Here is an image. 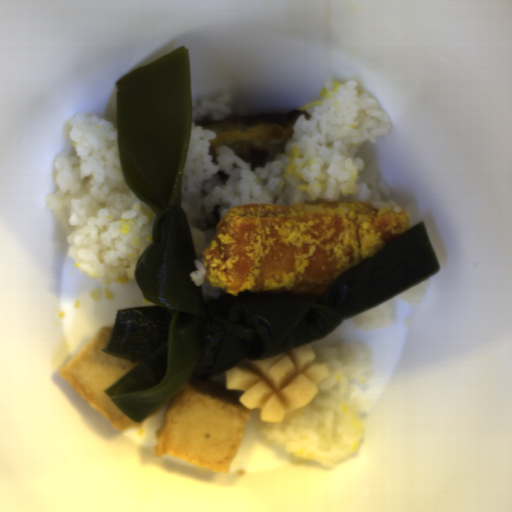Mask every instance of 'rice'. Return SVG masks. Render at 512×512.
I'll use <instances>...</instances> for the list:
<instances>
[{
	"label": "rice",
	"instance_id": "rice-1",
	"mask_svg": "<svg viewBox=\"0 0 512 512\" xmlns=\"http://www.w3.org/2000/svg\"><path fill=\"white\" fill-rule=\"evenodd\" d=\"M233 96L222 92L191 100L190 140L182 173L181 206L190 228L197 259L189 276L201 286L205 303L225 296L210 287L203 251L213 244L217 224L237 205H293L313 200L361 201L375 208H399L390 198L370 150L391 129L392 120L380 102L360 91L357 82L327 83L293 125L292 137L266 166L252 170L234 151L216 148V133L197 125L219 121L232 111Z\"/></svg>",
	"mask_w": 512,
	"mask_h": 512
},
{
	"label": "rice",
	"instance_id": "rice-2",
	"mask_svg": "<svg viewBox=\"0 0 512 512\" xmlns=\"http://www.w3.org/2000/svg\"><path fill=\"white\" fill-rule=\"evenodd\" d=\"M69 126L74 147L55 159L57 188L45 194L46 210L66 230V254L84 277L101 286L136 281V262L154 242L158 216L124 179L118 127L82 113Z\"/></svg>",
	"mask_w": 512,
	"mask_h": 512
},
{
	"label": "rice",
	"instance_id": "rice-3",
	"mask_svg": "<svg viewBox=\"0 0 512 512\" xmlns=\"http://www.w3.org/2000/svg\"><path fill=\"white\" fill-rule=\"evenodd\" d=\"M311 347L315 362L330 371L316 386L317 394L303 408L285 413L281 423L262 422L259 410L256 429L285 452L331 469L361 446V418L371 405L357 384L372 376L373 357L362 340Z\"/></svg>",
	"mask_w": 512,
	"mask_h": 512
},
{
	"label": "rice",
	"instance_id": "rice-6",
	"mask_svg": "<svg viewBox=\"0 0 512 512\" xmlns=\"http://www.w3.org/2000/svg\"><path fill=\"white\" fill-rule=\"evenodd\" d=\"M208 380H212L226 385V370Z\"/></svg>",
	"mask_w": 512,
	"mask_h": 512
},
{
	"label": "rice",
	"instance_id": "rice-5",
	"mask_svg": "<svg viewBox=\"0 0 512 512\" xmlns=\"http://www.w3.org/2000/svg\"><path fill=\"white\" fill-rule=\"evenodd\" d=\"M429 280L428 277L423 279L422 281L414 284L413 286L395 294L402 302L412 305H418L427 288H428Z\"/></svg>",
	"mask_w": 512,
	"mask_h": 512
},
{
	"label": "rice",
	"instance_id": "rice-4",
	"mask_svg": "<svg viewBox=\"0 0 512 512\" xmlns=\"http://www.w3.org/2000/svg\"><path fill=\"white\" fill-rule=\"evenodd\" d=\"M348 319L353 329L370 332L378 328H388L398 319L396 300L392 296Z\"/></svg>",
	"mask_w": 512,
	"mask_h": 512
},
{
	"label": "rice",
	"instance_id": "rice-7",
	"mask_svg": "<svg viewBox=\"0 0 512 512\" xmlns=\"http://www.w3.org/2000/svg\"><path fill=\"white\" fill-rule=\"evenodd\" d=\"M250 360H244V361H241L239 363H236V364H239V365H247L249 364Z\"/></svg>",
	"mask_w": 512,
	"mask_h": 512
}]
</instances>
